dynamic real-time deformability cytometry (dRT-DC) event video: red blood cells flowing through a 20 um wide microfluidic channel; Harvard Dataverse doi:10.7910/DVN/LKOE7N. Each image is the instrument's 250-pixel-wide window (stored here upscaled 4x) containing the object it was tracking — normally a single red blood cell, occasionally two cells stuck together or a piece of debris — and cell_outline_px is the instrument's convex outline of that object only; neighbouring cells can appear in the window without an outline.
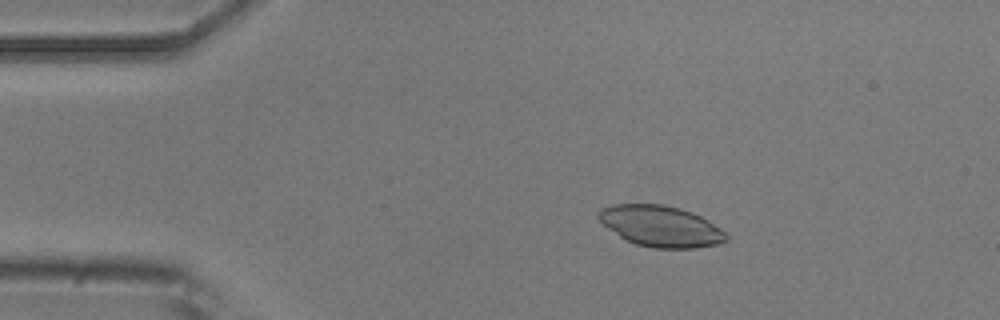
{"species": "common noctule bat (a hibernating species)", "species_latin": "Nyctalus noctula", "temperature_condition": "room temperature", "stored_images_in_passage": 5, "camera_frame_rate_fps": 3000, "um_per_image_px": 0.085, "animal": {"sex": "male", "body_mass_g": 20.5, "forearm_length_mm": 52.5}, "frame": {"image": 1, "passage_image": 1, "time_ms": 0.0, "image_size_px": [1000, 320], "cell_outline_px": [[728, 240], [716, 244], [696, 248], [652, 248], [636, 244], [624, 240], [608, 228], [596, 216], [596, 212], [612, 204], [664, 204], [680, 208], [692, 212], [708, 220], [720, 228], [728, 236]], "centroid_in_image_um": [56.15, 19.22], "position_along_channel_um": 28.9, "area_um2": 30.58}}
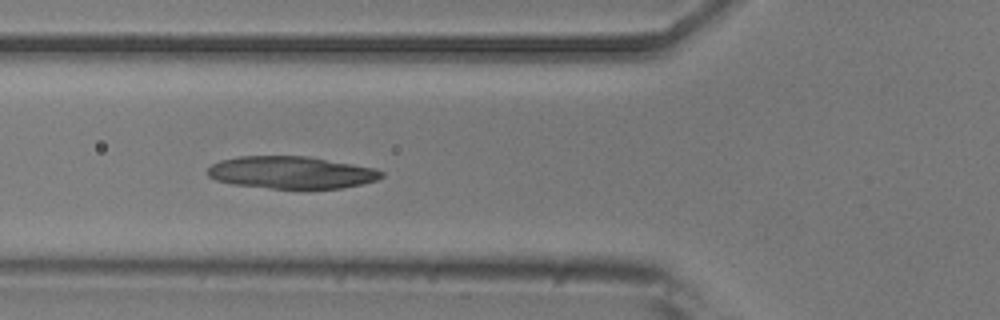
{"frame": {"image": 2, "passage_image": 4, "time_ms": 3.333, "image_size_px": [1000, 320], "cell_outline_px": [[384, 176], [376, 180], [344, 188], [272, 188], [232, 184], [216, 180], [208, 176], [208, 168], [212, 164], [220, 160], [240, 156], [308, 156], [376, 168], [384, 172]], "centroid_in_image_um": [24.77, 14.65], "position_along_channel_um": 101.0, "area_um2": 32.66}}